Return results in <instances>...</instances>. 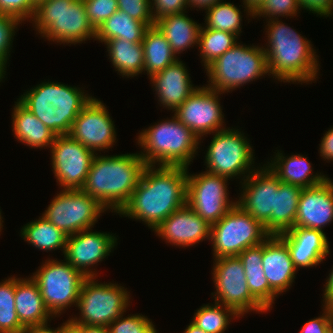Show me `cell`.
Wrapping results in <instances>:
<instances>
[{
  "mask_svg": "<svg viewBox=\"0 0 333 333\" xmlns=\"http://www.w3.org/2000/svg\"><path fill=\"white\" fill-rule=\"evenodd\" d=\"M188 167L146 165L120 216L143 221L153 231L186 204Z\"/></svg>",
  "mask_w": 333,
  "mask_h": 333,
  "instance_id": "6da1fadb",
  "label": "cell"
},
{
  "mask_svg": "<svg viewBox=\"0 0 333 333\" xmlns=\"http://www.w3.org/2000/svg\"><path fill=\"white\" fill-rule=\"evenodd\" d=\"M267 22L268 44L263 50L269 76L272 74L279 82L312 84L320 65L311 42L279 19Z\"/></svg>",
  "mask_w": 333,
  "mask_h": 333,
  "instance_id": "7a4b0ae2",
  "label": "cell"
},
{
  "mask_svg": "<svg viewBox=\"0 0 333 333\" xmlns=\"http://www.w3.org/2000/svg\"><path fill=\"white\" fill-rule=\"evenodd\" d=\"M97 155L81 190L107 210L119 213L137 187L146 164L138 153Z\"/></svg>",
  "mask_w": 333,
  "mask_h": 333,
  "instance_id": "3957f363",
  "label": "cell"
},
{
  "mask_svg": "<svg viewBox=\"0 0 333 333\" xmlns=\"http://www.w3.org/2000/svg\"><path fill=\"white\" fill-rule=\"evenodd\" d=\"M91 98L76 86L48 80L24 92L18 100L58 136L69 134L76 117Z\"/></svg>",
  "mask_w": 333,
  "mask_h": 333,
  "instance_id": "277c9868",
  "label": "cell"
},
{
  "mask_svg": "<svg viewBox=\"0 0 333 333\" xmlns=\"http://www.w3.org/2000/svg\"><path fill=\"white\" fill-rule=\"evenodd\" d=\"M139 134L136 140L143 148L139 155L146 165L189 167L200 143L197 136L175 116Z\"/></svg>",
  "mask_w": 333,
  "mask_h": 333,
  "instance_id": "5b68a950",
  "label": "cell"
},
{
  "mask_svg": "<svg viewBox=\"0 0 333 333\" xmlns=\"http://www.w3.org/2000/svg\"><path fill=\"white\" fill-rule=\"evenodd\" d=\"M31 21L42 37L60 45H76L96 37L83 0L42 1L37 5Z\"/></svg>",
  "mask_w": 333,
  "mask_h": 333,
  "instance_id": "8992f818",
  "label": "cell"
},
{
  "mask_svg": "<svg viewBox=\"0 0 333 333\" xmlns=\"http://www.w3.org/2000/svg\"><path fill=\"white\" fill-rule=\"evenodd\" d=\"M240 44H235L205 68L209 77L207 87L225 94L267 73L269 76L263 46Z\"/></svg>",
  "mask_w": 333,
  "mask_h": 333,
  "instance_id": "52a82bcc",
  "label": "cell"
},
{
  "mask_svg": "<svg viewBox=\"0 0 333 333\" xmlns=\"http://www.w3.org/2000/svg\"><path fill=\"white\" fill-rule=\"evenodd\" d=\"M95 280V277H89L83 281L76 305L81 315L71 319L80 325L108 327L127 311L130 292L119 284Z\"/></svg>",
  "mask_w": 333,
  "mask_h": 333,
  "instance_id": "ba28073f",
  "label": "cell"
},
{
  "mask_svg": "<svg viewBox=\"0 0 333 333\" xmlns=\"http://www.w3.org/2000/svg\"><path fill=\"white\" fill-rule=\"evenodd\" d=\"M269 236L260 222L235 204L211 225L210 241L214 259L238 256L246 248L263 243Z\"/></svg>",
  "mask_w": 333,
  "mask_h": 333,
  "instance_id": "9c48e42d",
  "label": "cell"
},
{
  "mask_svg": "<svg viewBox=\"0 0 333 333\" xmlns=\"http://www.w3.org/2000/svg\"><path fill=\"white\" fill-rule=\"evenodd\" d=\"M213 135L205 156L206 172L229 179L243 176L244 180L256 169L252 166L254 150L239 129L226 128Z\"/></svg>",
  "mask_w": 333,
  "mask_h": 333,
  "instance_id": "30bf717a",
  "label": "cell"
},
{
  "mask_svg": "<svg viewBox=\"0 0 333 333\" xmlns=\"http://www.w3.org/2000/svg\"><path fill=\"white\" fill-rule=\"evenodd\" d=\"M31 278L37 283L44 304L53 317L77 305L86 277L66 260H45ZM66 308V309H65Z\"/></svg>",
  "mask_w": 333,
  "mask_h": 333,
  "instance_id": "8fae6325",
  "label": "cell"
},
{
  "mask_svg": "<svg viewBox=\"0 0 333 333\" xmlns=\"http://www.w3.org/2000/svg\"><path fill=\"white\" fill-rule=\"evenodd\" d=\"M42 216L65 235L92 229L107 209L81 189H61Z\"/></svg>",
  "mask_w": 333,
  "mask_h": 333,
  "instance_id": "7c38bea8",
  "label": "cell"
},
{
  "mask_svg": "<svg viewBox=\"0 0 333 333\" xmlns=\"http://www.w3.org/2000/svg\"><path fill=\"white\" fill-rule=\"evenodd\" d=\"M213 282L216 291L211 293L214 302L232 308L239 316L249 311L267 312L252 296L246 281L243 264L238 256L215 258Z\"/></svg>",
  "mask_w": 333,
  "mask_h": 333,
  "instance_id": "4fadbf2b",
  "label": "cell"
},
{
  "mask_svg": "<svg viewBox=\"0 0 333 333\" xmlns=\"http://www.w3.org/2000/svg\"><path fill=\"white\" fill-rule=\"evenodd\" d=\"M228 180L206 171L188 173L186 204L210 225L218 222L236 204L229 199Z\"/></svg>",
  "mask_w": 333,
  "mask_h": 333,
  "instance_id": "5bb4252c",
  "label": "cell"
},
{
  "mask_svg": "<svg viewBox=\"0 0 333 333\" xmlns=\"http://www.w3.org/2000/svg\"><path fill=\"white\" fill-rule=\"evenodd\" d=\"M53 173L64 189H81L95 153L69 134L56 136L50 147Z\"/></svg>",
  "mask_w": 333,
  "mask_h": 333,
  "instance_id": "9a60e30c",
  "label": "cell"
},
{
  "mask_svg": "<svg viewBox=\"0 0 333 333\" xmlns=\"http://www.w3.org/2000/svg\"><path fill=\"white\" fill-rule=\"evenodd\" d=\"M220 91L198 87L175 111L174 116L200 140L206 134L224 130V114L219 103Z\"/></svg>",
  "mask_w": 333,
  "mask_h": 333,
  "instance_id": "2e32d148",
  "label": "cell"
},
{
  "mask_svg": "<svg viewBox=\"0 0 333 333\" xmlns=\"http://www.w3.org/2000/svg\"><path fill=\"white\" fill-rule=\"evenodd\" d=\"M102 101L94 96L82 108L72 124L69 135L93 151H103L113 147L116 129L108 110Z\"/></svg>",
  "mask_w": 333,
  "mask_h": 333,
  "instance_id": "e0dca14e",
  "label": "cell"
},
{
  "mask_svg": "<svg viewBox=\"0 0 333 333\" xmlns=\"http://www.w3.org/2000/svg\"><path fill=\"white\" fill-rule=\"evenodd\" d=\"M280 182L279 178L264 164L243 180L241 183L243 191L240 193L239 200L236 201V204L260 222L268 233L269 219L274 210L275 190Z\"/></svg>",
  "mask_w": 333,
  "mask_h": 333,
  "instance_id": "ac0fdd59",
  "label": "cell"
},
{
  "mask_svg": "<svg viewBox=\"0 0 333 333\" xmlns=\"http://www.w3.org/2000/svg\"><path fill=\"white\" fill-rule=\"evenodd\" d=\"M116 245L115 234L92 232V229H87L67 236L64 257L86 278H96L97 274L90 268L109 256Z\"/></svg>",
  "mask_w": 333,
  "mask_h": 333,
  "instance_id": "d6986e66",
  "label": "cell"
},
{
  "mask_svg": "<svg viewBox=\"0 0 333 333\" xmlns=\"http://www.w3.org/2000/svg\"><path fill=\"white\" fill-rule=\"evenodd\" d=\"M154 231L166 243L188 247L205 239L210 240L211 225L185 204L162 221Z\"/></svg>",
  "mask_w": 333,
  "mask_h": 333,
  "instance_id": "ffe728a7",
  "label": "cell"
},
{
  "mask_svg": "<svg viewBox=\"0 0 333 333\" xmlns=\"http://www.w3.org/2000/svg\"><path fill=\"white\" fill-rule=\"evenodd\" d=\"M333 221V181L327 178L322 184L301 191L294 227L316 229L323 232Z\"/></svg>",
  "mask_w": 333,
  "mask_h": 333,
  "instance_id": "44dd1931",
  "label": "cell"
},
{
  "mask_svg": "<svg viewBox=\"0 0 333 333\" xmlns=\"http://www.w3.org/2000/svg\"><path fill=\"white\" fill-rule=\"evenodd\" d=\"M287 245L291 260L298 268L314 267L330 254L329 242L322 231L293 227L278 235Z\"/></svg>",
  "mask_w": 333,
  "mask_h": 333,
  "instance_id": "7402d4cb",
  "label": "cell"
},
{
  "mask_svg": "<svg viewBox=\"0 0 333 333\" xmlns=\"http://www.w3.org/2000/svg\"><path fill=\"white\" fill-rule=\"evenodd\" d=\"M262 265L270 288L277 294L289 290L295 279V268L289 249L278 235H270L263 242Z\"/></svg>",
  "mask_w": 333,
  "mask_h": 333,
  "instance_id": "603a6c76",
  "label": "cell"
},
{
  "mask_svg": "<svg viewBox=\"0 0 333 333\" xmlns=\"http://www.w3.org/2000/svg\"><path fill=\"white\" fill-rule=\"evenodd\" d=\"M187 67L179 59L151 77L160 105L173 112L198 88L190 80Z\"/></svg>",
  "mask_w": 333,
  "mask_h": 333,
  "instance_id": "cb8c5ba5",
  "label": "cell"
},
{
  "mask_svg": "<svg viewBox=\"0 0 333 333\" xmlns=\"http://www.w3.org/2000/svg\"><path fill=\"white\" fill-rule=\"evenodd\" d=\"M15 309L24 327L48 323L53 318L46 308L37 283L15 277Z\"/></svg>",
  "mask_w": 333,
  "mask_h": 333,
  "instance_id": "d4e9b609",
  "label": "cell"
},
{
  "mask_svg": "<svg viewBox=\"0 0 333 333\" xmlns=\"http://www.w3.org/2000/svg\"><path fill=\"white\" fill-rule=\"evenodd\" d=\"M267 166L279 178L281 182L298 186L302 189L322 184L328 177L326 175L313 174L311 163L300 154L286 157L281 151L275 153ZM273 160V161H272Z\"/></svg>",
  "mask_w": 333,
  "mask_h": 333,
  "instance_id": "484cf974",
  "label": "cell"
},
{
  "mask_svg": "<svg viewBox=\"0 0 333 333\" xmlns=\"http://www.w3.org/2000/svg\"><path fill=\"white\" fill-rule=\"evenodd\" d=\"M12 119L14 137L31 148H50L57 136L19 100L13 107Z\"/></svg>",
  "mask_w": 333,
  "mask_h": 333,
  "instance_id": "4316f807",
  "label": "cell"
},
{
  "mask_svg": "<svg viewBox=\"0 0 333 333\" xmlns=\"http://www.w3.org/2000/svg\"><path fill=\"white\" fill-rule=\"evenodd\" d=\"M238 257L243 264L250 293L268 311L278 295L270 288L263 271V243L246 248Z\"/></svg>",
  "mask_w": 333,
  "mask_h": 333,
  "instance_id": "83f0119b",
  "label": "cell"
},
{
  "mask_svg": "<svg viewBox=\"0 0 333 333\" xmlns=\"http://www.w3.org/2000/svg\"><path fill=\"white\" fill-rule=\"evenodd\" d=\"M155 26L169 42L175 55L198 46L201 24L189 18L185 12L170 14L155 21Z\"/></svg>",
  "mask_w": 333,
  "mask_h": 333,
  "instance_id": "f1b7e54d",
  "label": "cell"
},
{
  "mask_svg": "<svg viewBox=\"0 0 333 333\" xmlns=\"http://www.w3.org/2000/svg\"><path fill=\"white\" fill-rule=\"evenodd\" d=\"M302 188L280 182L275 190L274 210L269 219V234L279 235L294 227Z\"/></svg>",
  "mask_w": 333,
  "mask_h": 333,
  "instance_id": "f546056e",
  "label": "cell"
},
{
  "mask_svg": "<svg viewBox=\"0 0 333 333\" xmlns=\"http://www.w3.org/2000/svg\"><path fill=\"white\" fill-rule=\"evenodd\" d=\"M108 56L115 70L122 77H135L144 71V48L142 43H132L118 38L107 40Z\"/></svg>",
  "mask_w": 333,
  "mask_h": 333,
  "instance_id": "4dcf8cb0",
  "label": "cell"
},
{
  "mask_svg": "<svg viewBox=\"0 0 333 333\" xmlns=\"http://www.w3.org/2000/svg\"><path fill=\"white\" fill-rule=\"evenodd\" d=\"M144 48V72L151 77L163 71L179 59L161 31L154 25L149 27L142 41Z\"/></svg>",
  "mask_w": 333,
  "mask_h": 333,
  "instance_id": "1f68e13d",
  "label": "cell"
},
{
  "mask_svg": "<svg viewBox=\"0 0 333 333\" xmlns=\"http://www.w3.org/2000/svg\"><path fill=\"white\" fill-rule=\"evenodd\" d=\"M148 28L145 23L118 10L96 30L95 40L105 43L107 40L121 38L132 43H142Z\"/></svg>",
  "mask_w": 333,
  "mask_h": 333,
  "instance_id": "d6a6232c",
  "label": "cell"
},
{
  "mask_svg": "<svg viewBox=\"0 0 333 333\" xmlns=\"http://www.w3.org/2000/svg\"><path fill=\"white\" fill-rule=\"evenodd\" d=\"M41 217V218H40ZM38 220L28 222L21 228V238L39 250L55 251L66 248L67 235L51 222L40 216Z\"/></svg>",
  "mask_w": 333,
  "mask_h": 333,
  "instance_id": "836d02e7",
  "label": "cell"
},
{
  "mask_svg": "<svg viewBox=\"0 0 333 333\" xmlns=\"http://www.w3.org/2000/svg\"><path fill=\"white\" fill-rule=\"evenodd\" d=\"M238 38L234 33L202 26L198 46L204 68L237 44Z\"/></svg>",
  "mask_w": 333,
  "mask_h": 333,
  "instance_id": "e575fe53",
  "label": "cell"
},
{
  "mask_svg": "<svg viewBox=\"0 0 333 333\" xmlns=\"http://www.w3.org/2000/svg\"><path fill=\"white\" fill-rule=\"evenodd\" d=\"M240 316L230 307L220 303L201 306L195 312L192 322L206 333H224L231 319Z\"/></svg>",
  "mask_w": 333,
  "mask_h": 333,
  "instance_id": "d590c367",
  "label": "cell"
},
{
  "mask_svg": "<svg viewBox=\"0 0 333 333\" xmlns=\"http://www.w3.org/2000/svg\"><path fill=\"white\" fill-rule=\"evenodd\" d=\"M205 28L217 29L234 33L242 32V15L240 9L230 2L220 1L206 10Z\"/></svg>",
  "mask_w": 333,
  "mask_h": 333,
  "instance_id": "8d00e7d4",
  "label": "cell"
},
{
  "mask_svg": "<svg viewBox=\"0 0 333 333\" xmlns=\"http://www.w3.org/2000/svg\"><path fill=\"white\" fill-rule=\"evenodd\" d=\"M2 281L0 282V333H22L25 327L20 323L15 309V277Z\"/></svg>",
  "mask_w": 333,
  "mask_h": 333,
  "instance_id": "74e56055",
  "label": "cell"
},
{
  "mask_svg": "<svg viewBox=\"0 0 333 333\" xmlns=\"http://www.w3.org/2000/svg\"><path fill=\"white\" fill-rule=\"evenodd\" d=\"M21 23L13 16L0 14V76L2 78H5L6 63L10 56L15 30Z\"/></svg>",
  "mask_w": 333,
  "mask_h": 333,
  "instance_id": "f35d334b",
  "label": "cell"
},
{
  "mask_svg": "<svg viewBox=\"0 0 333 333\" xmlns=\"http://www.w3.org/2000/svg\"><path fill=\"white\" fill-rule=\"evenodd\" d=\"M123 314L108 325L109 333H157L154 324L147 316L140 314Z\"/></svg>",
  "mask_w": 333,
  "mask_h": 333,
  "instance_id": "ab89813d",
  "label": "cell"
},
{
  "mask_svg": "<svg viewBox=\"0 0 333 333\" xmlns=\"http://www.w3.org/2000/svg\"><path fill=\"white\" fill-rule=\"evenodd\" d=\"M300 11L296 0H265L262 6L253 14L255 17L269 18L267 20L279 19L278 17H295Z\"/></svg>",
  "mask_w": 333,
  "mask_h": 333,
  "instance_id": "60d3db41",
  "label": "cell"
},
{
  "mask_svg": "<svg viewBox=\"0 0 333 333\" xmlns=\"http://www.w3.org/2000/svg\"><path fill=\"white\" fill-rule=\"evenodd\" d=\"M83 2L89 22L95 30L118 11L117 0H83Z\"/></svg>",
  "mask_w": 333,
  "mask_h": 333,
  "instance_id": "b9f144b4",
  "label": "cell"
},
{
  "mask_svg": "<svg viewBox=\"0 0 333 333\" xmlns=\"http://www.w3.org/2000/svg\"><path fill=\"white\" fill-rule=\"evenodd\" d=\"M117 3L118 10L126 12L131 18L145 23L148 27L155 25L150 0H117Z\"/></svg>",
  "mask_w": 333,
  "mask_h": 333,
  "instance_id": "7bdbcfd3",
  "label": "cell"
},
{
  "mask_svg": "<svg viewBox=\"0 0 333 333\" xmlns=\"http://www.w3.org/2000/svg\"><path fill=\"white\" fill-rule=\"evenodd\" d=\"M37 5L32 0H0V14L10 15L21 22L33 18Z\"/></svg>",
  "mask_w": 333,
  "mask_h": 333,
  "instance_id": "ee69618b",
  "label": "cell"
},
{
  "mask_svg": "<svg viewBox=\"0 0 333 333\" xmlns=\"http://www.w3.org/2000/svg\"><path fill=\"white\" fill-rule=\"evenodd\" d=\"M151 14L154 21L170 14L186 12L187 0H150Z\"/></svg>",
  "mask_w": 333,
  "mask_h": 333,
  "instance_id": "f6af8a7d",
  "label": "cell"
},
{
  "mask_svg": "<svg viewBox=\"0 0 333 333\" xmlns=\"http://www.w3.org/2000/svg\"><path fill=\"white\" fill-rule=\"evenodd\" d=\"M332 319V314L324 306L322 315L304 323L299 333H331Z\"/></svg>",
  "mask_w": 333,
  "mask_h": 333,
  "instance_id": "bcb514c9",
  "label": "cell"
},
{
  "mask_svg": "<svg viewBox=\"0 0 333 333\" xmlns=\"http://www.w3.org/2000/svg\"><path fill=\"white\" fill-rule=\"evenodd\" d=\"M300 9L315 13L317 16L329 17L333 14V0H296Z\"/></svg>",
  "mask_w": 333,
  "mask_h": 333,
  "instance_id": "7dc6e473",
  "label": "cell"
},
{
  "mask_svg": "<svg viewBox=\"0 0 333 333\" xmlns=\"http://www.w3.org/2000/svg\"><path fill=\"white\" fill-rule=\"evenodd\" d=\"M319 145L320 156L325 160L333 161V127L324 134Z\"/></svg>",
  "mask_w": 333,
  "mask_h": 333,
  "instance_id": "c3c4849f",
  "label": "cell"
},
{
  "mask_svg": "<svg viewBox=\"0 0 333 333\" xmlns=\"http://www.w3.org/2000/svg\"><path fill=\"white\" fill-rule=\"evenodd\" d=\"M59 333H83V325L75 323L70 318L59 327Z\"/></svg>",
  "mask_w": 333,
  "mask_h": 333,
  "instance_id": "681fc988",
  "label": "cell"
},
{
  "mask_svg": "<svg viewBox=\"0 0 333 333\" xmlns=\"http://www.w3.org/2000/svg\"><path fill=\"white\" fill-rule=\"evenodd\" d=\"M48 323L25 327L22 333H59V327L56 329L49 328Z\"/></svg>",
  "mask_w": 333,
  "mask_h": 333,
  "instance_id": "f907efd6",
  "label": "cell"
},
{
  "mask_svg": "<svg viewBox=\"0 0 333 333\" xmlns=\"http://www.w3.org/2000/svg\"><path fill=\"white\" fill-rule=\"evenodd\" d=\"M323 303L333 316V285H324Z\"/></svg>",
  "mask_w": 333,
  "mask_h": 333,
  "instance_id": "816d5d0a",
  "label": "cell"
},
{
  "mask_svg": "<svg viewBox=\"0 0 333 333\" xmlns=\"http://www.w3.org/2000/svg\"><path fill=\"white\" fill-rule=\"evenodd\" d=\"M220 1L223 0H187L188 2V7L191 8H201L204 10H207L208 8L212 7L213 5L219 3Z\"/></svg>",
  "mask_w": 333,
  "mask_h": 333,
  "instance_id": "f5cc1de1",
  "label": "cell"
},
{
  "mask_svg": "<svg viewBox=\"0 0 333 333\" xmlns=\"http://www.w3.org/2000/svg\"><path fill=\"white\" fill-rule=\"evenodd\" d=\"M243 5H245L244 11H246V14L252 16L253 14L262 6V4L265 2V0H243Z\"/></svg>",
  "mask_w": 333,
  "mask_h": 333,
  "instance_id": "db71d44e",
  "label": "cell"
},
{
  "mask_svg": "<svg viewBox=\"0 0 333 333\" xmlns=\"http://www.w3.org/2000/svg\"><path fill=\"white\" fill-rule=\"evenodd\" d=\"M83 333H109L108 327L83 325Z\"/></svg>",
  "mask_w": 333,
  "mask_h": 333,
  "instance_id": "11a10c76",
  "label": "cell"
},
{
  "mask_svg": "<svg viewBox=\"0 0 333 333\" xmlns=\"http://www.w3.org/2000/svg\"><path fill=\"white\" fill-rule=\"evenodd\" d=\"M183 333H206V332L200 329L196 324H194L191 321V323L188 325V327H186Z\"/></svg>",
  "mask_w": 333,
  "mask_h": 333,
  "instance_id": "9f6ffc18",
  "label": "cell"
},
{
  "mask_svg": "<svg viewBox=\"0 0 333 333\" xmlns=\"http://www.w3.org/2000/svg\"><path fill=\"white\" fill-rule=\"evenodd\" d=\"M325 284L326 285H333V269L329 273V276H328Z\"/></svg>",
  "mask_w": 333,
  "mask_h": 333,
  "instance_id": "6f0895ef",
  "label": "cell"
},
{
  "mask_svg": "<svg viewBox=\"0 0 333 333\" xmlns=\"http://www.w3.org/2000/svg\"><path fill=\"white\" fill-rule=\"evenodd\" d=\"M2 218H3V217L1 216V209H0V232H1V229L3 228V224H2V223L4 222V221L2 220Z\"/></svg>",
  "mask_w": 333,
  "mask_h": 333,
  "instance_id": "680465c9",
  "label": "cell"
},
{
  "mask_svg": "<svg viewBox=\"0 0 333 333\" xmlns=\"http://www.w3.org/2000/svg\"><path fill=\"white\" fill-rule=\"evenodd\" d=\"M36 5H38L39 3H41L42 1H45V0H32Z\"/></svg>",
  "mask_w": 333,
  "mask_h": 333,
  "instance_id": "91938a15",
  "label": "cell"
},
{
  "mask_svg": "<svg viewBox=\"0 0 333 333\" xmlns=\"http://www.w3.org/2000/svg\"><path fill=\"white\" fill-rule=\"evenodd\" d=\"M331 333H333V319H332V325H331Z\"/></svg>",
  "mask_w": 333,
  "mask_h": 333,
  "instance_id": "94428289",
  "label": "cell"
}]
</instances>
